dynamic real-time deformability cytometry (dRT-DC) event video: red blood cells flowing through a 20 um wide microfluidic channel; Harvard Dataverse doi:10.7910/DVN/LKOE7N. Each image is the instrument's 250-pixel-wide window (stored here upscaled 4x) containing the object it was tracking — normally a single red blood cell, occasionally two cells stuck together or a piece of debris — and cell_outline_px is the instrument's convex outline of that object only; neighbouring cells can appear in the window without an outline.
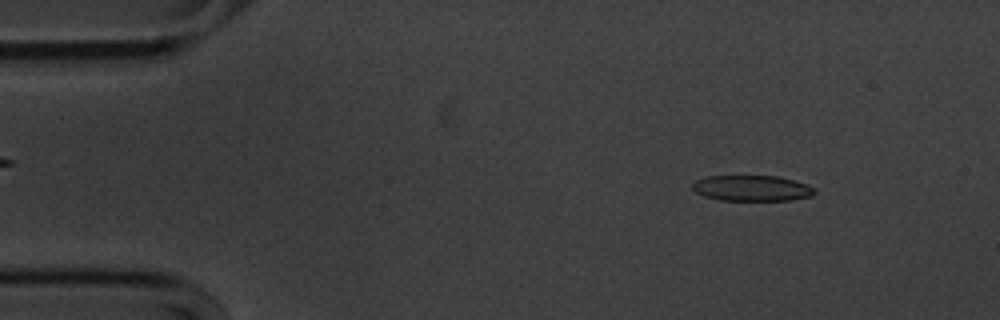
{"species": "common noctule bat (a hibernating species)", "species_latin": "Nyctalus noctula", "temperature_condition": "cold", "stored_images_in_passage": 51, "camera_frame_rate_fps": 3000, "um_per_image_px": 0.085, "animal": {"sex": "male", "body_mass_g": 20.1, "forearm_length_mm": 53.5}, "frame": {"image": 1, "passage_image": 3, "time_ms": 0.667, "image_size_px": [1000, 320], "cell_outline_px": [[816, 192], [812, 196], [792, 200], [720, 200], [704, 196], [696, 192], [692, 188], [692, 184], [696, 180], [704, 176], [776, 176], [808, 184], [816, 188]], "centroid_in_image_um": [63.93, 15.99], "position_along_channel_um": 21.1, "area_um2": 18.38}}
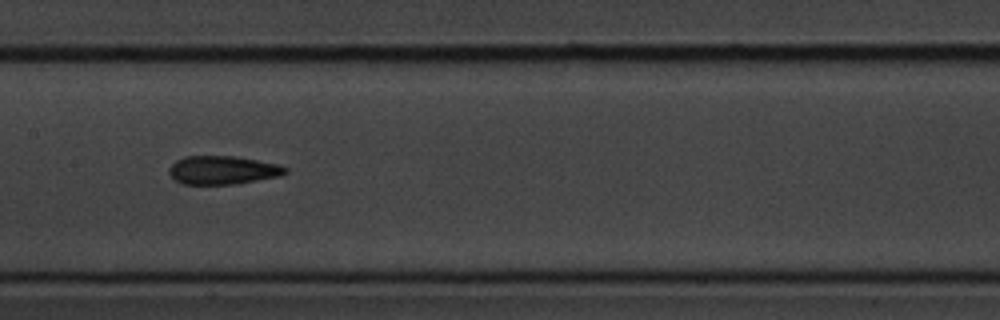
{"frame": {"image": 2, "passage_image": 23, "time_ms": 7.333, "image_size_px": [1000, 320], "cell_outline_px": [[288, 172], [280, 176], [236, 184], [180, 184], [168, 172], [168, 168], [176, 160], [184, 156], [236, 156], [280, 164], [288, 168]], "centroid_in_image_um": [18.95, 14.45], "position_along_channel_um": 188.5, "area_um2": 19.48}}
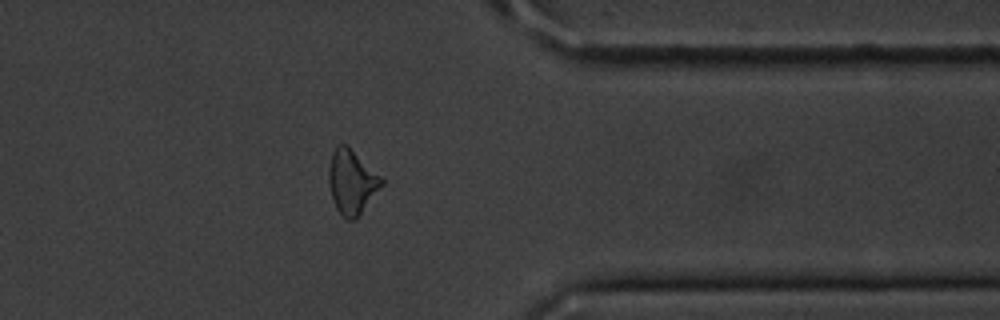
{"frame": {"image": 3, "passage_image": 40, "time_ms": 13.0, "image_size_px": [1000, 320], "cell_outline_px": [[384, 184], [356, 220], [348, 220], [336, 208], [332, 200], [328, 180], [328, 168], [332, 152], [336, 144], [348, 144], [384, 180]], "centroid_in_image_um": [29.89, 15.44], "position_along_channel_um": 381.5, "area_um2": 20.0}, "authors_computed_cell_mechanics": {"area_um2": 19.4786, "velocity_mm_per_s": 3.6038, "shape_relaxation_time_tau1_ms": 4.3178, "shape_relaxation_time_tau2_ms": 3.3647, "deformation_change_tau1": 0.1367, "deformation_change_tau2": 0.1282}}